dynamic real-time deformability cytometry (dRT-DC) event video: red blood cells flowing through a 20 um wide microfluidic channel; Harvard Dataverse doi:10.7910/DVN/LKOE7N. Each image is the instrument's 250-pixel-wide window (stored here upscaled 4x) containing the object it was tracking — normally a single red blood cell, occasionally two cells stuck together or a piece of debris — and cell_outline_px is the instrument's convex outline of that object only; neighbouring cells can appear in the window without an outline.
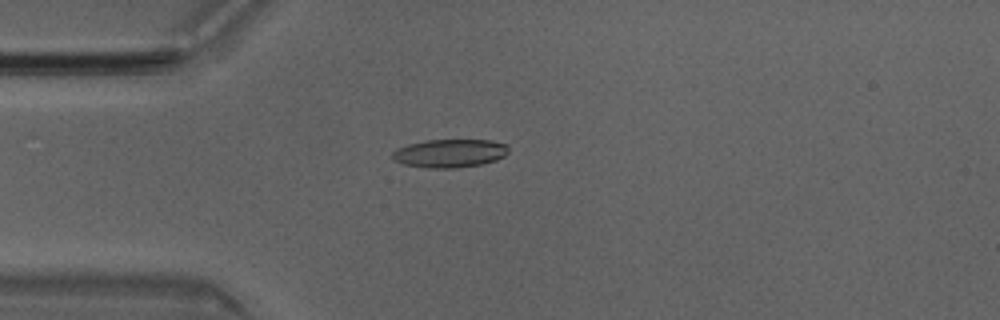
{"species": "Egyptian fruit bat (a non-hibernating species)", "species_latin": "Rousettus aegyptiacus", "temperature_condition": "room temperature", "stored_images_in_passage": 50, "camera_frame_rate_fps": 3000, "um_per_image_px": 0.085, "animal": {"sex": "male"}, "frame": {"image": 1, "passage_image": 13, "time_ms": 4.0, "image_size_px": [1000, 320], "cell_outline_px": [[508, 152], [504, 156], [496, 160], [480, 164], [456, 168], [428, 168], [404, 164], [392, 160], [392, 152], [396, 148], [408, 144], [424, 140], [488, 140], [508, 144]], "centroid_in_image_um": [38.2, 13.02], "position_along_channel_um": 46.8, "area_um2": 19.25}}
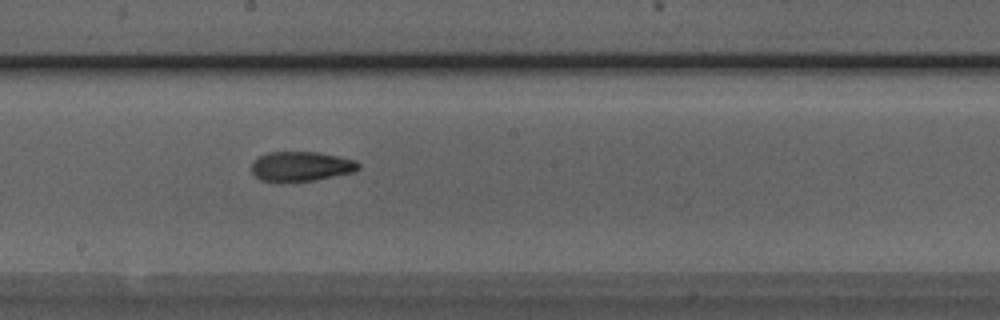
{"frame": {"image": 2, "passage_image": 27, "time_ms": 8.667, "image_size_px": [1000, 320], "cell_outline_px": [[360, 168], [356, 172], [316, 180], [280, 184], [260, 180], [252, 172], [252, 160], [268, 152], [320, 152], [340, 156], [356, 160], [360, 164]], "centroid_in_image_um": [25.6, 14.17], "position_along_channel_um": 222.6, "area_um2": 19.25}}
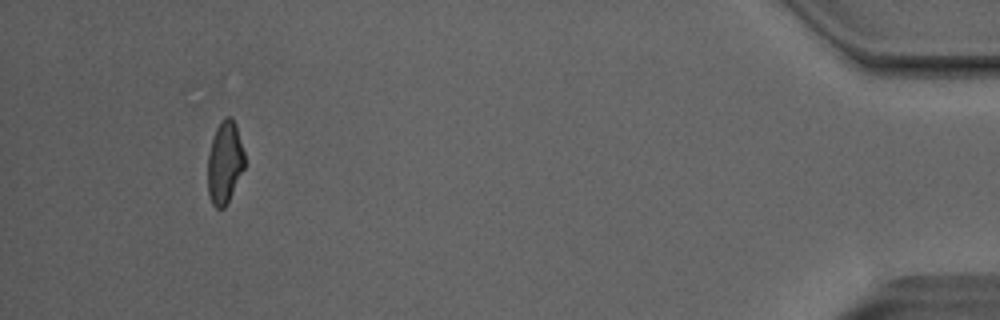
{"frame": {"image": 3, "passage_image": 47, "time_ms": 15.333, "image_size_px": [1000, 320], "cell_outline_px": [[244, 168], [224, 208], [216, 208], [212, 204], [208, 196], [208, 152], [216, 128], [220, 120], [224, 116], [232, 116], [236, 124], [244, 152]], "centroid_in_image_um": [19.09, 13.77], "position_along_channel_um": 416.1, "area_um2": 17.69}, "authors_computed_cell_mechanics": {"area_um2": 18.8428, "velocity_mm_per_s": 4.0485, "shape_relaxation_time_tau1_ms": 4.1958, "shape_relaxation_time_tau2_ms": 1.8233, "deformation_change_tau1": 0.1709, "deformation_change_tau2": 0.0945}}